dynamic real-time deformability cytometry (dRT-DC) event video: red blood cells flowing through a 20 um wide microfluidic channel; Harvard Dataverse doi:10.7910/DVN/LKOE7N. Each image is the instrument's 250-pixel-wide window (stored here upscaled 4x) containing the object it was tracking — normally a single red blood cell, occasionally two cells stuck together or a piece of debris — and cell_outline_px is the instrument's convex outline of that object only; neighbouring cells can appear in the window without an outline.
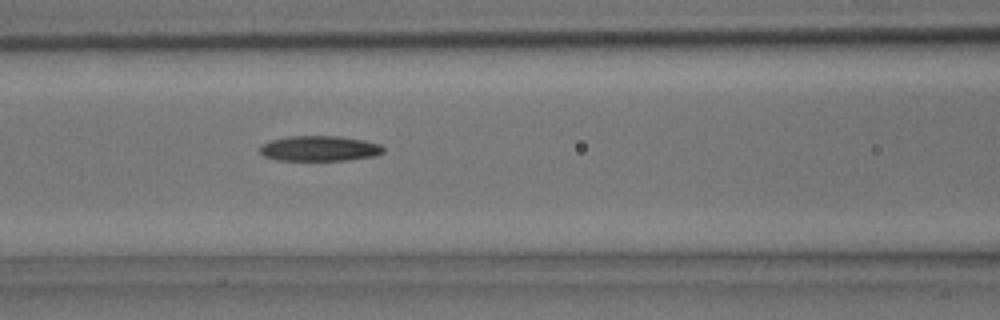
{"species": "common noctule bat (a hibernating species)", "species_latin": "Nyctalus noctula", "temperature_condition": "room temperature", "stored_images_in_passage": 6, "camera_frame_rate_fps": 3000, "um_per_image_px": 0.085, "animal": {"sex": "male", "body_mass_g": 15.6}, "frame": {"image": 1, "passage_image": 6, "time_ms": 1.667, "image_size_px": [1000, 320], "cell_outline_px": [[384, 152], [376, 156], [344, 160], [276, 160], [264, 156], [260, 152], [260, 144], [272, 140], [288, 136], [340, 136], [364, 140], [380, 144], [384, 148]], "centroid_in_image_um": [27.16, 12.62], "position_along_channel_um": 139.4, "area_um2": 18.26}}